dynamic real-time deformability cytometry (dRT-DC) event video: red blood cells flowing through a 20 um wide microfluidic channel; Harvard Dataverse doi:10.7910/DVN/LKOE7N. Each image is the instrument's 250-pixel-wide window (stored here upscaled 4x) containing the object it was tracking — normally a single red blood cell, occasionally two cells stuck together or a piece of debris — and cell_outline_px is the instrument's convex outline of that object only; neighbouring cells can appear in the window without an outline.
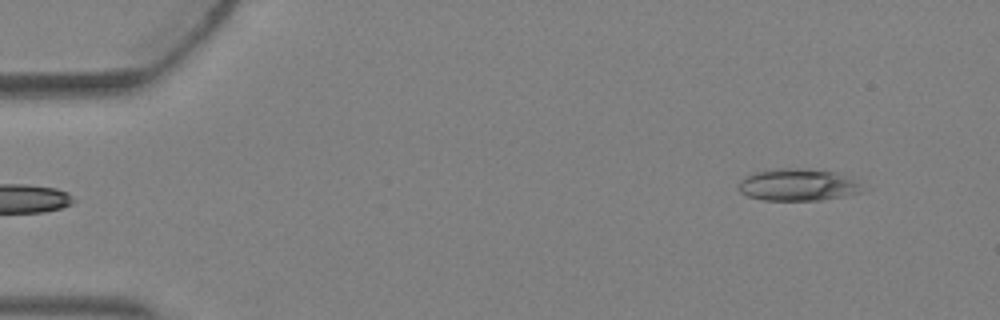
{"species": "Egyptian fruit bat (a non-hibernating species)", "species_latin": "Rousettus aegyptiacus", "temperature_condition": "warm", "stored_images_in_passage": 2, "camera_frame_rate_fps": 3000, "um_per_image_px": 0.085, "animal": {"sex": "female"}, "frame": {"image": 1, "passage_image": 2, "time_ms": 0.333, "image_size_px": [1000, 320], "cell_outline_px": [[864, 188], [860, 192], [844, 196], [820, 200], [764, 200], [748, 196], [740, 192], [736, 188], [740, 180], [744, 176], [752, 172], [780, 168], [808, 168], [836, 172], [852, 180]], "centroid_in_image_um": [67.73, 15.7], "position_along_channel_um": 17.3, "area_um2": 23.18}}